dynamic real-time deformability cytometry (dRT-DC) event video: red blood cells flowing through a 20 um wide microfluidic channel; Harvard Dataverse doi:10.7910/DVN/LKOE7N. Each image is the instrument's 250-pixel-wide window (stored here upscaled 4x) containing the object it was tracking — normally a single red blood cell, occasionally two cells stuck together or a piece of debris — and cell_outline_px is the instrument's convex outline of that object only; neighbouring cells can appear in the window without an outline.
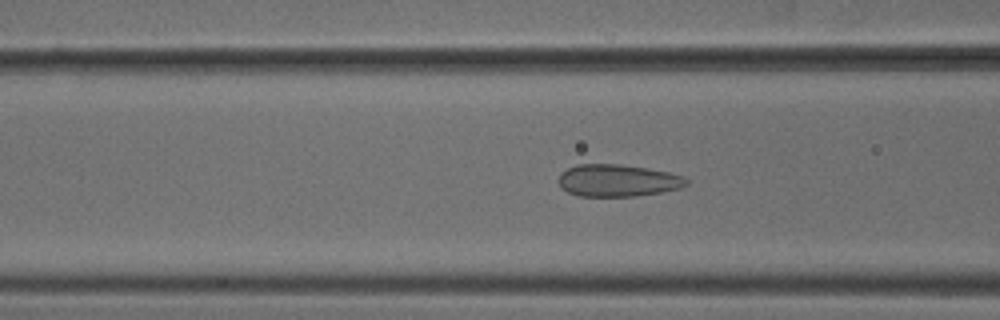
{"species": "common noctule bat (a hibernating species)", "species_latin": "Nyctalus noctula", "temperature_condition": "cold", "stored_images_in_passage": 39, "camera_frame_rate_fps": 3000, "um_per_image_px": 0.085, "animal": {"sex": "male", "body_mass_g": 18.8}, "frame": {"image": 1, "passage_image": 8, "time_ms": 2.333, "image_size_px": [1000, 320], "cell_outline_px": [[688, 184], [680, 188], [660, 192], [636, 196], [580, 196], [568, 192], [560, 188], [556, 180], [560, 172], [576, 164], [620, 164], [648, 168], [668, 172], [684, 176], [688, 180]], "centroid_in_image_um": [52.46, 15.33], "position_along_channel_um": 114.1, "area_um2": 24.22}}
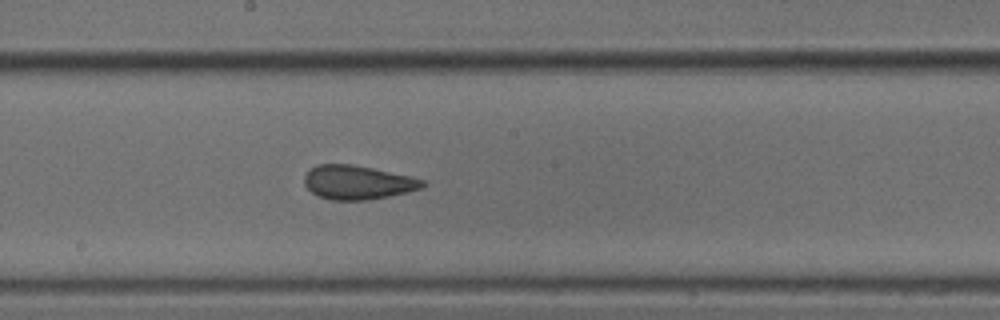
{"frame": {"image": 2, "passage_image": 16, "time_ms": 5.0, "image_size_px": [1000, 320], "cell_outline_px": [[428, 184], [420, 188], [408, 192], [368, 200], [332, 200], [320, 196], [312, 192], [304, 184], [304, 176], [316, 164], [352, 164], [412, 176], [424, 180]], "centroid_in_image_um": [30.42, 15.5], "position_along_channel_um": 217.8, "area_um2": 23.35}}
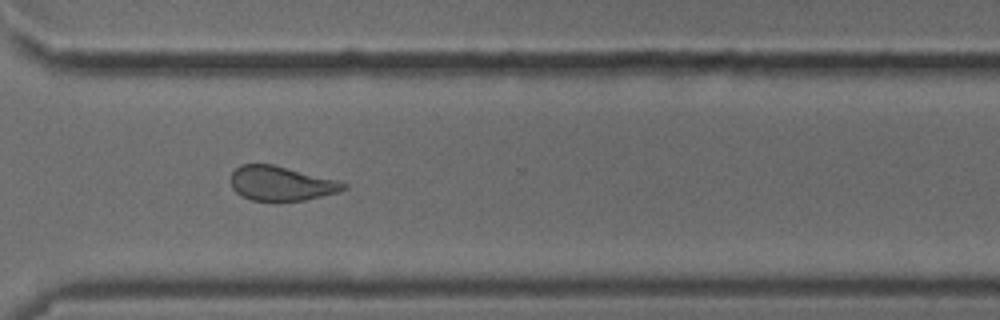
{"frame": {"image": 3, "passage_image": 26, "time_ms": 8.333, "image_size_px": [1000, 320], "cell_outline_px": [[348, 188], [336, 192], [304, 200], [276, 204], [252, 200], [240, 196], [232, 188], [232, 172], [240, 164], [272, 164], [336, 180], [348, 184]], "centroid_in_image_um": [23.86, 15.63], "position_along_channel_um": 346.7, "area_um2": 23.0}, "authors_computed_cell_mechanics": {"area_um2": 23.5824, "velocity_mm_per_s": 3.8766, "shape_relaxation_time_tau1_ms": null, "shape_relaxation_time_tau2_ms": 1.2045, "deformation_change_tau1": null, "deformation_change_tau2": 0.0889}}